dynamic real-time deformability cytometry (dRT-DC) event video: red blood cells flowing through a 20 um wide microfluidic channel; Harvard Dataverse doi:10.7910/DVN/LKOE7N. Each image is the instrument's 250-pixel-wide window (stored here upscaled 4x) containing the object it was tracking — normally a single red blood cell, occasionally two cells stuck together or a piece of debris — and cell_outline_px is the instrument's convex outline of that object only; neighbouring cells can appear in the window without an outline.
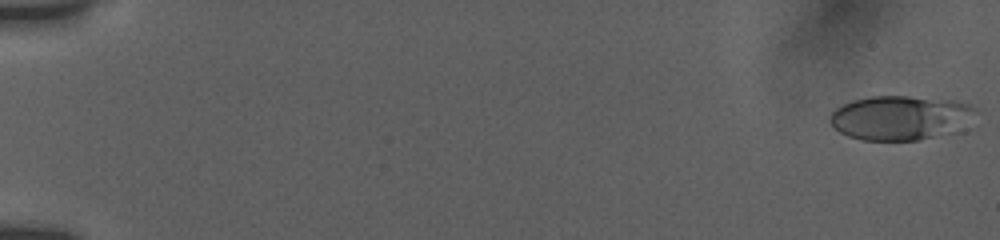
{"species": "human", "species_latin": "Homo sapiens", "temperature_condition": "room temperature", "stored_images_in_passage": 42, "camera_frame_rate_fps": 3000, "um_per_image_px": 0.085, "donor": {"sex": "female"}, "frame": {"image": 1, "passage_image": 1, "time_ms": 0.0, "image_size_px": [1000, 240], "cell_outline_px": [[980, 112], [932, 136], [916, 140], [860, 140], [848, 136], [840, 132], [828, 120], [828, 116], [836, 108], [852, 100], [872, 96], [908, 96], [956, 100], [968, 104], [976, 108]], "centroid_in_image_um": [76.38, 9.97], "position_along_channel_um": 8.6, "area_um2": 36.47}}
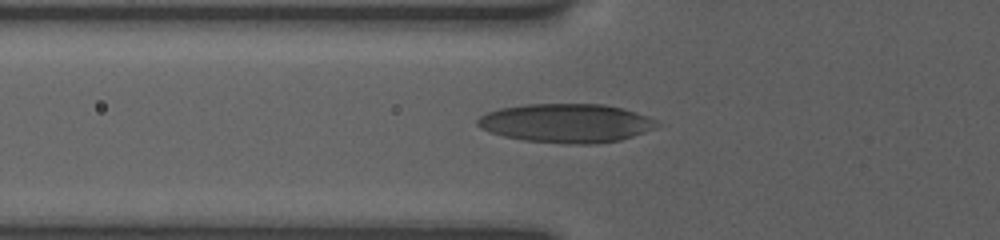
{"frame": {"image": 2, "passage_image": 30, "time_ms": 6.667, "image_size_px": [1000, 240], "cell_outline_px": [[660, 124], [656, 128], [620, 140], [596, 144], [564, 144], [524, 140], [504, 136], [488, 132], [480, 128], [476, 124], [476, 120], [480, 116], [488, 112], [500, 108], [524, 104], [604, 104], [624, 108], [648, 116], [656, 120]], "centroid_in_image_um": [48.13, 10.47], "position_along_channel_um": 77.7, "area_um2": 40.92}}
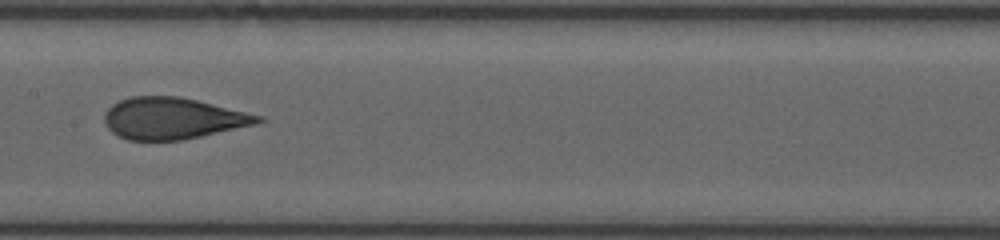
{"frame": {"image": 3, "passage_image": 41, "time_ms": 9.667, "image_size_px": [1000, 240], "cell_outline_px": [[268, 120], [256, 124], [200, 136], [180, 140], [128, 140], [112, 132], [104, 124], [104, 112], [112, 104], [120, 100], [132, 96], [180, 96], [264, 116]], "centroid_in_image_um": [14.68, 10.05], "position_along_channel_um": 192.7, "area_um2": 37.17}}